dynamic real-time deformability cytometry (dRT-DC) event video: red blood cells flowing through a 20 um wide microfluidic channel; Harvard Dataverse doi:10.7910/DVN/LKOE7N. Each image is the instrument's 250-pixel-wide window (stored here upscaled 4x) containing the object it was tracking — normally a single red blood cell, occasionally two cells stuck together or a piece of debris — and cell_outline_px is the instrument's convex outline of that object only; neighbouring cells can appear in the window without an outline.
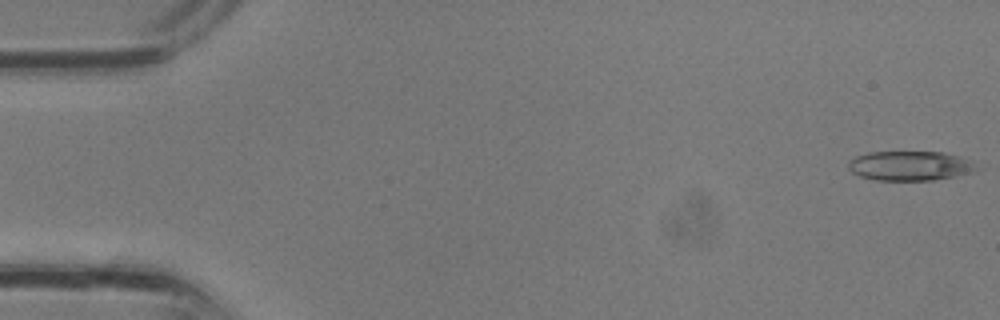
{"species": "common noctule bat (a hibernating species)", "species_latin": "Nyctalus noctula", "temperature_condition": "room temperature", "stored_images_in_passage": 4, "camera_frame_rate_fps": 3000, "um_per_image_px": 0.085, "animal": {"sex": "male", "body_mass_g": 13.3}, "frame": {"image": 1, "passage_image": 1, "time_ms": 0.0, "image_size_px": [1000, 320], "cell_outline_px": [[976, 168], [972, 172], [956, 176], [936, 180], [876, 180], [860, 176], [852, 172], [848, 168], [848, 164], [856, 156], [868, 152], [944, 152], [960, 156], [972, 160]], "centroid_in_image_um": [77.37, 14.09], "position_along_channel_um": 7.6, "area_um2": 22.02}}
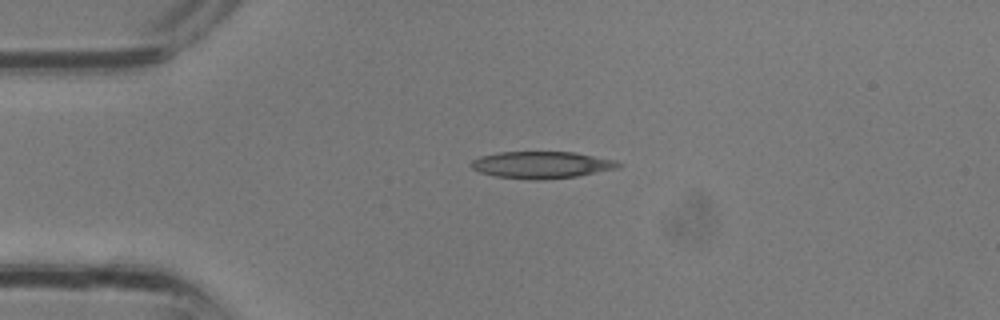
{"frame": {"image": 2, "passage_image": 3, "time_ms": 0.667, "image_size_px": [1000, 320], "cell_outline_px": [[624, 164], [616, 168], [576, 176], [544, 180], [532, 180], [496, 176], [480, 172], [472, 168], [468, 164], [472, 160], [480, 156], [496, 152], [576, 152], [616, 160]], "centroid_in_image_um": [46.01, 14.01], "position_along_channel_um": 39.0, "area_um2": 23.18}}
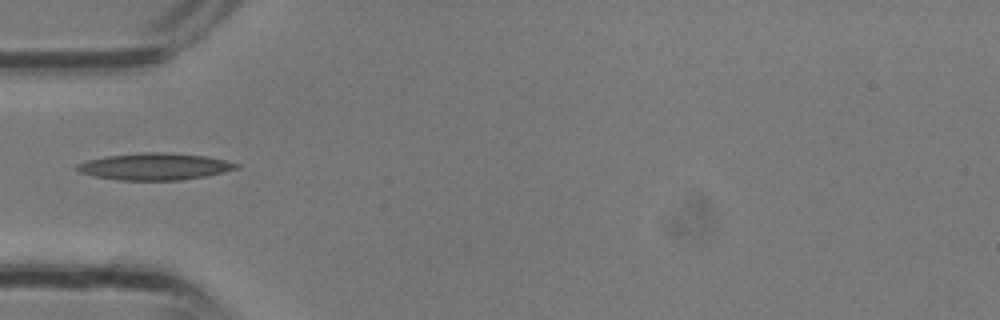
{"frame": {"image": 3, "passage_image": 4, "time_ms": 1.0, "image_size_px": [1000, 320], "cell_outline_px": [[240, 168], [224, 172], [204, 176], [180, 180], [116, 180], [96, 176], [80, 172], [76, 168], [76, 164], [88, 160], [108, 156], [140, 152], [164, 152], [204, 156], [224, 160], [240, 164]], "centroid_in_image_um": [13.16, 14.15], "position_along_channel_um": 71.8, "area_um2": 24.74}}